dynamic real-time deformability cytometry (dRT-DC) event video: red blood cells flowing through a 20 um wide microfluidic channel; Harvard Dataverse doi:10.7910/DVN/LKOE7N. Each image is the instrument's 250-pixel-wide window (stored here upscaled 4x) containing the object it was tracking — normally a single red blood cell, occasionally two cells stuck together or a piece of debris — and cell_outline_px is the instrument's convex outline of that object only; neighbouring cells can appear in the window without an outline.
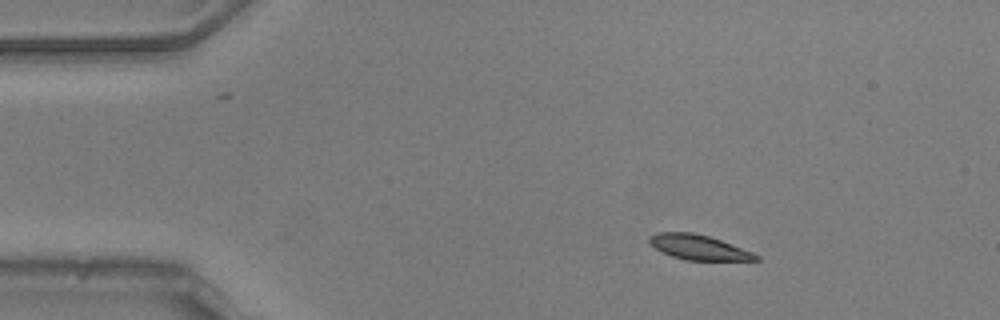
{"species": "common noctule bat (a hibernating species)", "species_latin": "Nyctalus noctula", "temperature_condition": "warm", "stored_images_in_passage": 35, "camera_frame_rate_fps": 3000, "um_per_image_px": 0.085, "animal": {"sex": "male", "body_mass_g": 20.5, "forearm_length_mm": 52.5}, "frame": {"image": 1, "passage_image": 1, "time_ms": 0.0, "image_size_px": [1000, 320], "cell_outline_px": [[760, 260], [684, 260], [672, 256], [656, 248], [648, 240], [648, 236], [656, 232], [692, 232], [708, 236], [720, 240], [752, 252], [760, 256]], "centroid_in_image_um": [59.37, 21.01], "position_along_channel_um": 25.6, "area_um2": 15.26}}
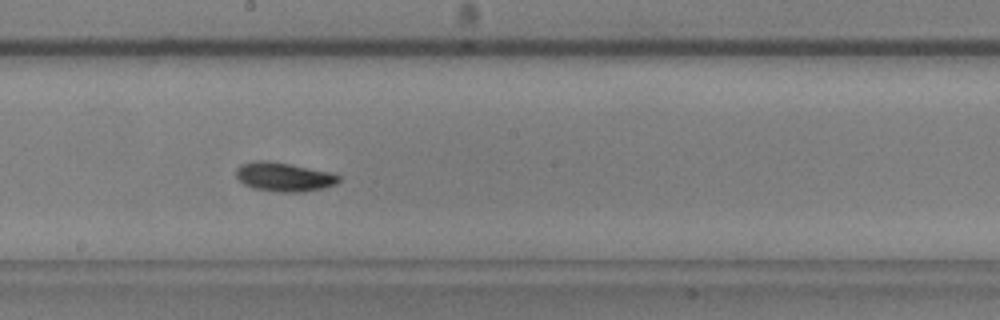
{"frame": {"image": 2, "passage_image": 22, "time_ms": 7.0, "image_size_px": [1000, 320], "cell_outline_px": [[340, 180], [336, 184], [324, 188], [304, 192], [280, 192], [252, 188], [244, 184], [236, 176], [236, 168], [240, 164], [256, 160], [268, 160], [292, 164], [332, 172], [340, 176]], "centroid_in_image_um": [24.15, 15.03], "position_along_channel_um": 224.1, "area_um2": 17.63}}
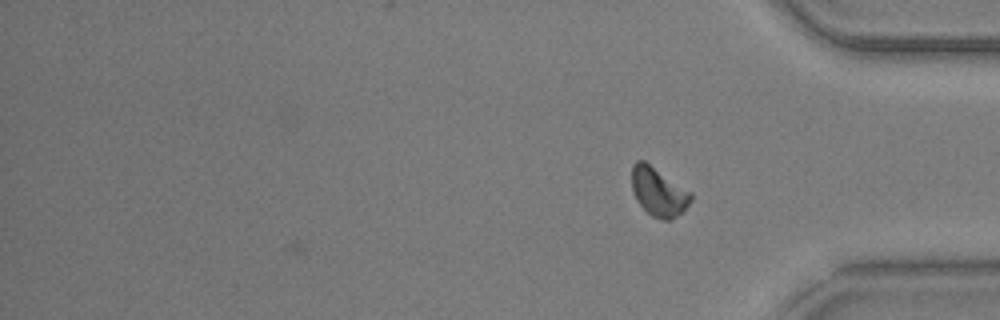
{"frame": {"image": 3, "passage_image": 35, "time_ms": 11.333, "image_size_px": [1000, 320], "cell_outline_px": [[692, 200], [672, 220], [664, 220], [652, 216], [636, 200], [632, 188], [632, 164], [636, 160], [644, 160], [692, 192]], "centroid_in_image_um": [55.96, 16.28], "position_along_channel_um": 379.2, "area_um2": 16.65}, "authors_computed_cell_mechanics": {"area_um2": 16.473, "velocity_mm_per_s": 3.7606, "shape_relaxation_time_tau1_ms": 3.1737, "shape_relaxation_time_tau2_ms": null, "deformation_change_tau1": 0.1215, "deformation_change_tau2": null}}